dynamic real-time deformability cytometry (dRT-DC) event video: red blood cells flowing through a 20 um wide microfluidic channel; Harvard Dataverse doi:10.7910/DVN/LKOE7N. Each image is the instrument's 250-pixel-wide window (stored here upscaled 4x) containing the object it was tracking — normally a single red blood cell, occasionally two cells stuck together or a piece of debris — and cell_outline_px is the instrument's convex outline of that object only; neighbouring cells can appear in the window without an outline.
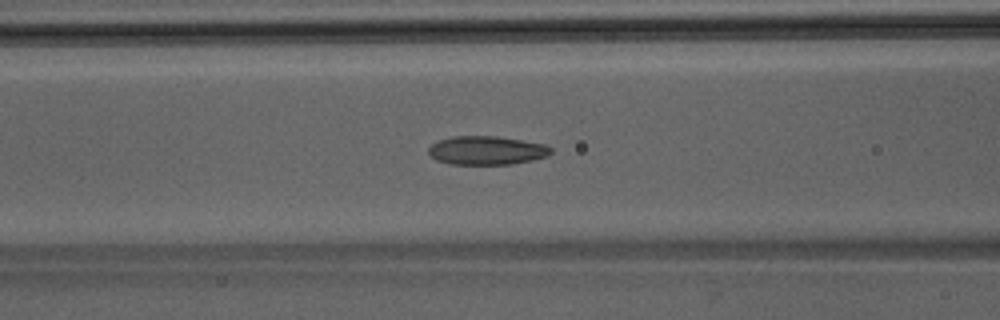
{"species": "Egyptian fruit bat (a non-hibernating species)", "species_latin": "Rousettus aegyptiacus", "temperature_condition": "room temperature", "stored_images_in_passage": 49, "camera_frame_rate_fps": 3000, "um_per_image_px": 0.085, "animal": {"sex": "male"}, "frame": {"image": 1, "passage_image": 20, "time_ms": 6.333, "image_size_px": [1000, 320], "cell_outline_px": [[552, 152], [548, 156], [532, 160], [512, 164], [452, 164], [436, 160], [428, 152], [428, 148], [432, 144], [440, 140], [452, 136], [496, 136], [544, 144], [552, 148]], "centroid_in_image_um": [41.37, 12.78], "position_along_channel_um": 125.2, "area_um2": 20.35}}
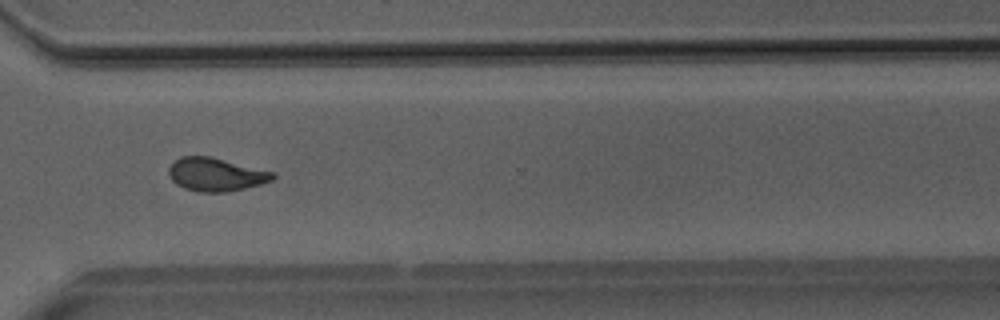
{"frame": {"image": 2, "passage_image": 36, "time_ms": 11.667, "image_size_px": [1000, 320], "cell_outline_px": [[276, 176], [272, 180], [260, 184], [244, 188], [224, 192], [200, 192], [184, 188], [176, 184], [168, 176], [168, 168], [180, 156], [212, 156], [272, 172]], "centroid_in_image_um": [18.31, 14.82], "position_along_channel_um": 352.3, "area_um2": 20.06}}
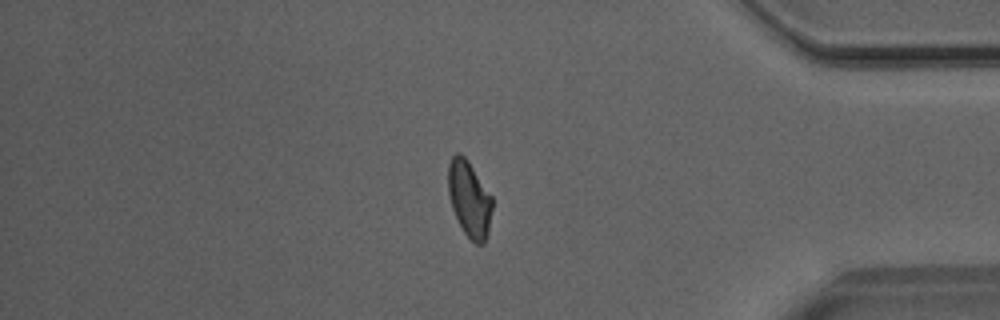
{"frame": {"image": 3, "passage_image": 41, "time_ms": 13.333, "image_size_px": [1000, 320], "cell_outline_px": [[492, 208], [488, 232], [484, 244], [476, 244], [464, 232], [452, 208], [448, 192], [448, 164], [452, 156], [456, 152], [460, 152], [468, 160], [492, 196]], "centroid_in_image_um": [39.89, 16.88], "position_along_channel_um": 395.3, "area_um2": 19.48}}